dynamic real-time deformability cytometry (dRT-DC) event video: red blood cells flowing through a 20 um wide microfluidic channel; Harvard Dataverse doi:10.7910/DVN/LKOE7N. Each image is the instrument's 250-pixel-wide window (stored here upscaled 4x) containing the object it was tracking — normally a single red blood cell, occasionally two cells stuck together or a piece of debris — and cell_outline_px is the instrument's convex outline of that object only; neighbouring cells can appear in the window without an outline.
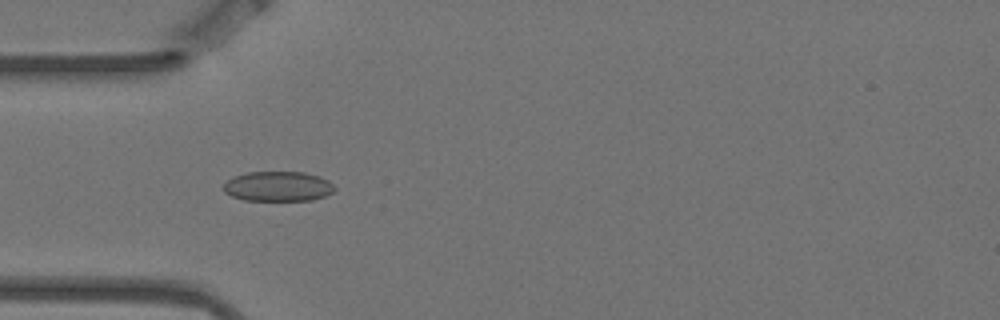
{"species": "Egyptian fruit bat (a non-hibernating species)", "species_latin": "Rousettus aegyptiacus", "temperature_condition": "warm", "stored_images_in_passage": 5, "camera_frame_rate_fps": 3000, "um_per_image_px": 0.085, "animal": {"sex": "female"}, "frame": {"image": 1, "passage_image": 4, "time_ms": 1.0, "image_size_px": [1000, 320], "cell_outline_px": [[336, 188], [332, 192], [324, 196], [312, 200], [244, 200], [232, 196], [224, 192], [224, 184], [228, 180], [236, 176], [248, 172], [304, 172], [320, 176], [328, 180]], "centroid_in_image_um": [23.65, 15.84], "position_along_channel_um": 61.4, "area_um2": 19.25}}
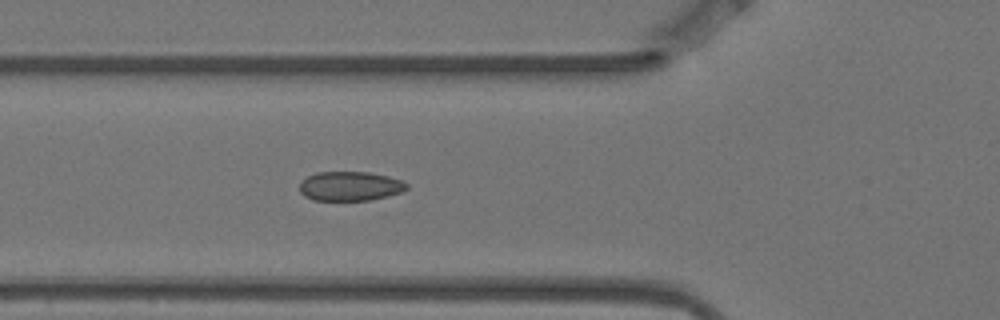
{"frame": {"image": 2, "passage_image": 5, "time_ms": 1.333, "image_size_px": [1000, 320], "cell_outline_px": [[408, 188], [404, 192], [388, 196], [368, 200], [312, 200], [304, 196], [300, 192], [300, 180], [316, 172], [368, 172], [388, 176], [400, 180], [408, 184]], "centroid_in_image_um": [29.75, 15.82], "position_along_channel_um": 96.1, "area_um2": 18.44}}